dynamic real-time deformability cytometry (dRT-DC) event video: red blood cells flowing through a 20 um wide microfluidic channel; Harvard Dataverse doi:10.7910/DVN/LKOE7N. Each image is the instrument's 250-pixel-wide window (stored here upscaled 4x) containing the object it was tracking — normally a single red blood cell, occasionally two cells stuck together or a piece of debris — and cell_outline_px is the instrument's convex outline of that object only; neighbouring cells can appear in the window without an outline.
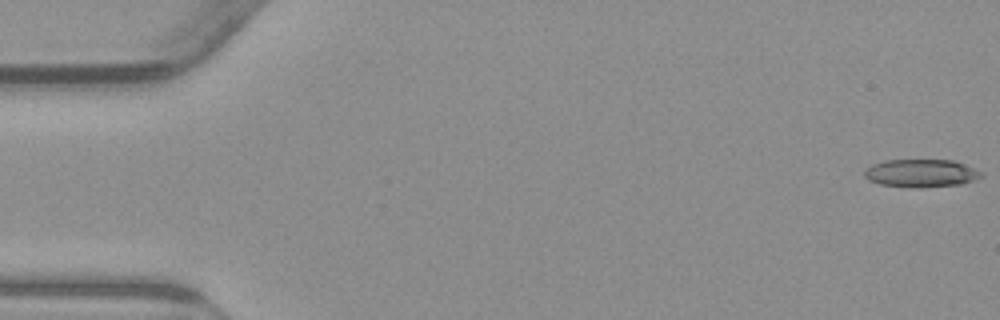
{"species": "common noctule bat (a hibernating species)", "species_latin": "Nyctalus noctula", "temperature_condition": "warm", "stored_images_in_passage": 55, "camera_frame_rate_fps": 3000, "um_per_image_px": 0.085, "animal": {"sex": "male", "body_mass_g": 23.1, "forearm_length_mm": 52.7}, "frame": {"image": 1, "passage_image": 1, "time_ms": 0.0, "image_size_px": [1000, 320], "cell_outline_px": [[984, 176], [976, 180], [960, 184], [920, 188], [912, 188], [880, 184], [868, 180], [864, 176], [864, 172], [872, 164], [884, 160], [952, 160], [964, 164], [984, 172]], "centroid_in_image_um": [78.32, 14.73], "position_along_channel_um": 6.7, "area_um2": 19.19}}
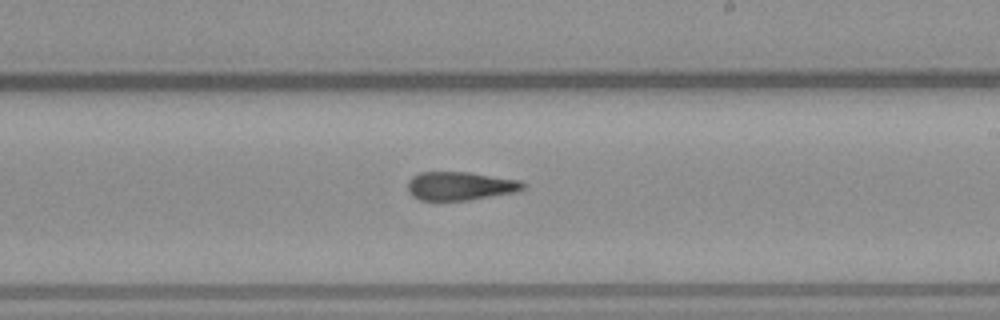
{"frame": {"image": 2, "passage_image": 32, "time_ms": 10.333, "image_size_px": [1000, 320], "cell_outline_px": [[524, 188], [516, 192], [468, 200], [420, 200], [412, 196], [408, 192], [408, 180], [412, 176], [420, 172], [468, 172], [520, 180], [524, 184]], "centroid_in_image_um": [39.08, 15.8], "position_along_channel_um": 249.9, "area_um2": 19.13}}
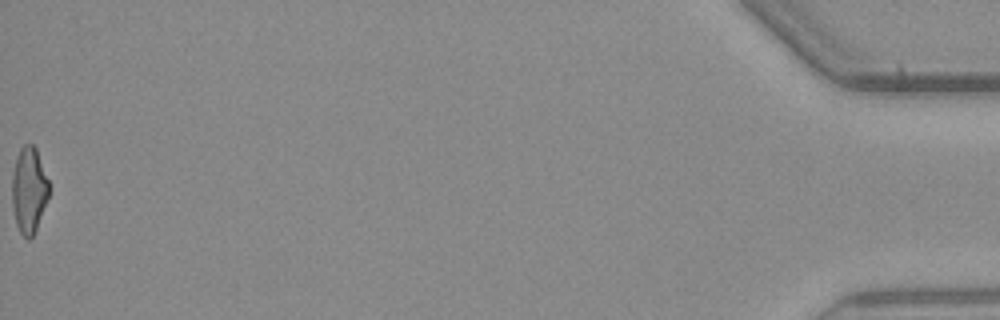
{"frame": {"image": 3, "passage_image": 55, "time_ms": 18.0, "image_size_px": [1000, 320], "cell_outline_px": [[48, 196], [36, 228], [32, 236], [28, 240], [20, 232], [16, 224], [12, 208], [12, 172], [16, 156], [20, 148], [24, 144], [32, 144], [36, 148], [48, 180]], "centroid_in_image_um": [2.43, 16.13], "position_along_channel_um": 432.8, "area_um2": 18.32}, "authors_computed_cell_mechanics": {"area_um2": 19.7676, "velocity_mm_per_s": 3.8271, "shape_relaxation_time_tau1_ms": null, "shape_relaxation_time_tau2_ms": 3.6527, "deformation_change_tau1": null, "deformation_change_tau2": 0.1485}}